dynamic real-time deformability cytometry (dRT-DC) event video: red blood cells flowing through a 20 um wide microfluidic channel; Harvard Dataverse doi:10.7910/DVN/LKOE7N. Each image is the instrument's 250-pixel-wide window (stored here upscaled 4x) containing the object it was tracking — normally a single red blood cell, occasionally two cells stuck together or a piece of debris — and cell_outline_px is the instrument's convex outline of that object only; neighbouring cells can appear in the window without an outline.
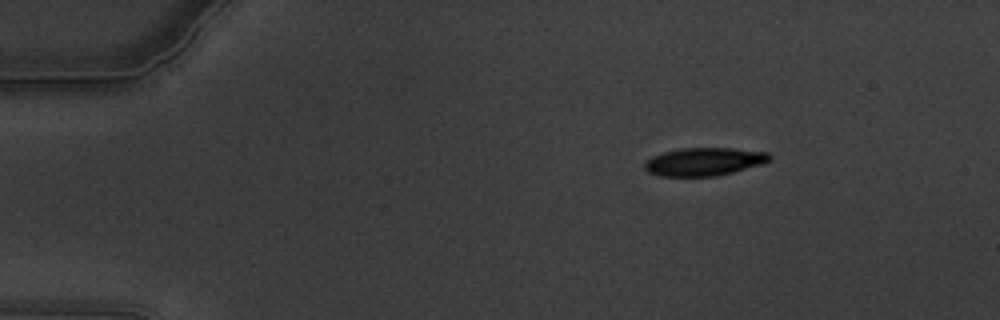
{"species": "common noctule bat (a hibernating species)", "species_latin": "Nyctalus noctula", "temperature_condition": "warm", "stored_images_in_passage": 61, "camera_frame_rate_fps": 3000, "um_per_image_px": 0.085, "animal": {"sex": "male", "body_mass_g": 19.5, "forearm_length_mm": 54.6}, "frame": {"image": 1, "passage_image": 10, "time_ms": 3.0, "image_size_px": [1000, 320], "cell_outline_px": [[772, 160], [764, 164], [716, 176], [660, 176], [648, 172], [644, 168], [644, 164], [652, 156], [664, 152], [680, 148], [732, 148], [768, 152], [772, 156]], "centroid_in_image_um": [59.89, 13.74], "position_along_channel_um": 25.1, "area_um2": 20.52}}
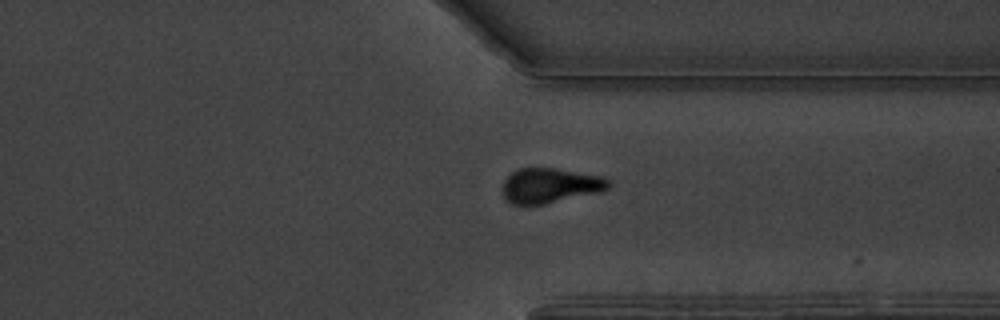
{"frame": {"image": 2, "passage_image": 47, "time_ms": 15.333, "image_size_px": [1000, 320], "cell_outline_px": [[612, 184], [608, 188], [600, 192], [544, 204], [512, 204], [500, 192], [504, 180], [516, 168], [556, 168], [600, 176], [608, 180]], "centroid_in_image_um": [46.73, 15.76], "position_along_channel_um": 364.7, "area_um2": 21.56}}
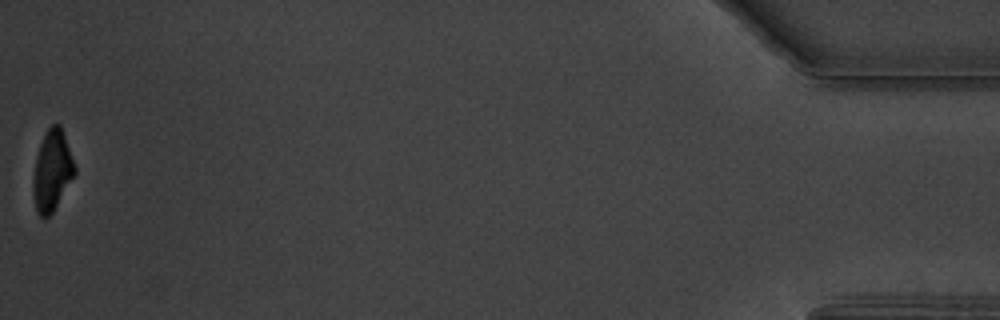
{"frame": {"image": 3, "passage_image": 61, "time_ms": 20.0, "image_size_px": [1000, 320], "cell_outline_px": [[76, 172], [52, 212], [48, 216], [40, 216], [36, 212], [32, 192], [32, 180], [36, 156], [44, 132], [52, 124], [60, 124], [76, 168]], "centroid_in_image_um": [4.4, 14.49], "position_along_channel_um": 430.8, "area_um2": 19.36}, "authors_computed_cell_mechanics": {"area_um2": 21.5594, "velocity_mm_per_s": 3.3779, "shape_relaxation_time_tau1_ms": 3.3179, "shape_relaxation_time_tau2_ms": 5.6793, "deformation_change_tau1": 0.167, "deformation_change_tau2": 0.1281}}